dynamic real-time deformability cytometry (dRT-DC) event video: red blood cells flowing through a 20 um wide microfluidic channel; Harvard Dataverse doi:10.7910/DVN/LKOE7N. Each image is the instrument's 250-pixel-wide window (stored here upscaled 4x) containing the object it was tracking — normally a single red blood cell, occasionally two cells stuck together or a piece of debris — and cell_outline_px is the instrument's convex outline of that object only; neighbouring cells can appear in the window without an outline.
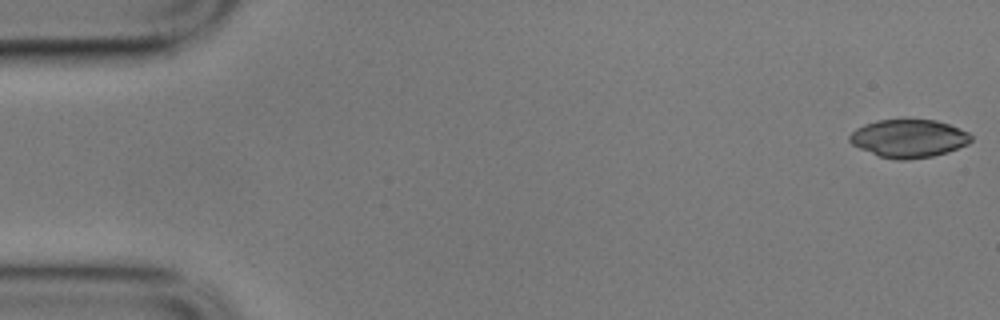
{"species": "common noctule bat (a hibernating species)", "species_latin": "Nyctalus noctula", "temperature_condition": "cold", "stored_images_in_passage": 56, "camera_frame_rate_fps": 3000, "um_per_image_px": 0.085, "animal": {"sex": "male", "body_mass_g": 17.9}, "frame": {"image": 1, "passage_image": 1, "time_ms": 0.0, "image_size_px": [1000, 320], "cell_outline_px": [[972, 140], [968, 144], [948, 152], [932, 156], [908, 160], [896, 160], [880, 156], [860, 148], [852, 144], [848, 140], [848, 136], [856, 128], [864, 124], [876, 120], [936, 120], [948, 124], [968, 132], [972, 136]], "centroid_in_image_um": [77.24, 11.77], "position_along_channel_um": 7.8, "area_um2": 26.88}}
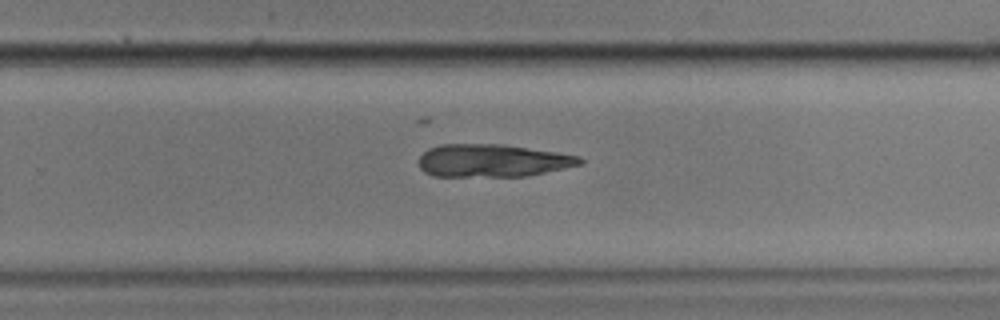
{"frame": {"image": 2, "passage_image": 36, "time_ms": 11.667, "image_size_px": [1000, 320], "cell_outline_px": [[584, 164], [528, 176], [432, 176], [424, 172], [420, 168], [420, 156], [428, 148], [440, 144], [500, 144], [556, 152], [580, 156], [584, 160]], "centroid_in_image_um": [41.88, 13.65], "position_along_channel_um": 287.9, "area_um2": 30.81}}
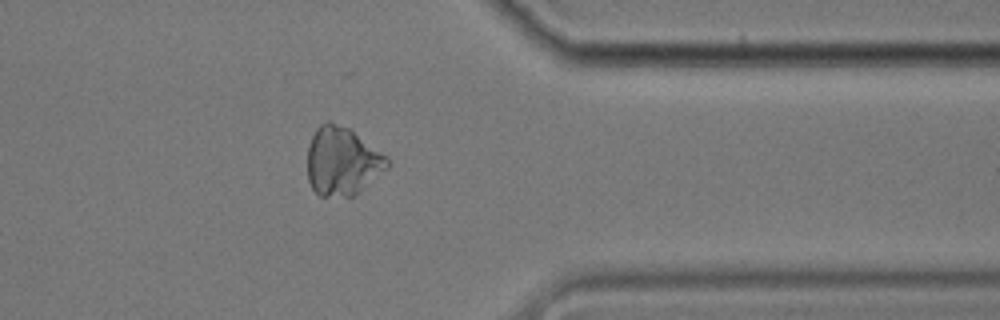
{"frame": {"image": 3, "passage_image": 45, "time_ms": 14.667, "image_size_px": [1000, 320], "cell_outline_px": [[392, 164], [388, 168], [364, 188], [352, 196], [320, 196], [312, 188], [308, 180], [308, 148], [312, 136], [316, 128], [320, 124], [328, 120], [348, 128], [388, 156], [392, 160]], "centroid_in_image_um": [29.12, 13.7], "position_along_channel_um": 382.3, "area_um2": 31.91}}